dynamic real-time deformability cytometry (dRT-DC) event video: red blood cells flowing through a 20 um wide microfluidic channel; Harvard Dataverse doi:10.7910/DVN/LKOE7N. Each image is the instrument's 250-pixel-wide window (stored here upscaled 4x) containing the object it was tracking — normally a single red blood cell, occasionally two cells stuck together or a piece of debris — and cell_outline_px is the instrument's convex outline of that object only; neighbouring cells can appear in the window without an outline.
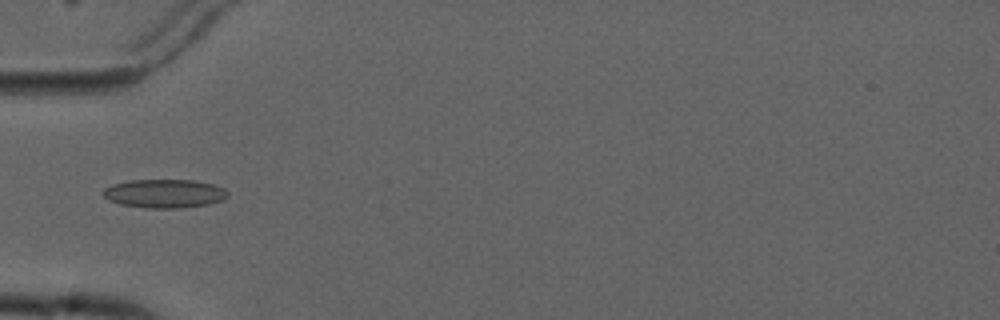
{"species": "common noctule bat (a hibernating species)", "species_latin": "Nyctalus noctula", "temperature_condition": "cold", "stored_images_in_passage": 5, "camera_frame_rate_fps": 3000, "um_per_image_px": 0.085, "animal": {"sex": "male", "forearm_length_mm": 52.5}, "frame": {"image": 1, "passage_image": 5, "time_ms": 5.0, "image_size_px": [1000, 320], "cell_outline_px": [[228, 196], [224, 200], [208, 204], [180, 208], [144, 208], [120, 204], [108, 200], [104, 196], [104, 188], [112, 184], [128, 180], [196, 180], [212, 184], [224, 188], [228, 192]], "centroid_in_image_um": [13.99, 16.45], "position_along_channel_um": 71.0, "area_um2": 20.92}}